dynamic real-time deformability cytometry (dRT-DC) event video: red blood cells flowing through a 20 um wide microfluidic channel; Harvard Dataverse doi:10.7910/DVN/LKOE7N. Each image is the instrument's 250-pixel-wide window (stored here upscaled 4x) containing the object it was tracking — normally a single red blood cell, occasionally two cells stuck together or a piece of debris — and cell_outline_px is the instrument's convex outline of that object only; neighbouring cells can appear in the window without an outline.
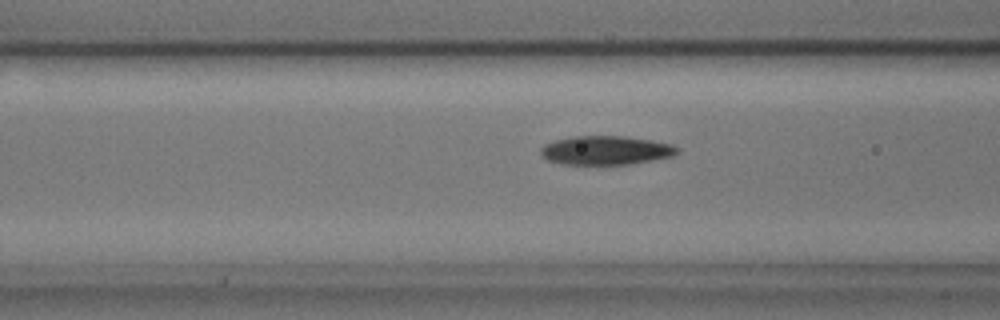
{"species": "common noctule bat (a hibernating species)", "species_latin": "Nyctalus noctula", "temperature_condition": "cold", "stored_images_in_passage": 17, "camera_frame_rate_fps": 3000, "um_per_image_px": 0.085, "animal": {"sex": "male", "body_mass_g": 17.9, "forearm_length_mm": 54.2}, "frame": {"image": 1, "passage_image": 15, "time_ms": 4.667, "image_size_px": [1000, 320], "cell_outline_px": [[680, 152], [672, 156], [652, 160], [628, 164], [560, 164], [548, 160], [540, 156], [540, 148], [544, 144], [556, 140], [576, 136], [620, 136], [652, 140], [672, 144], [680, 148]], "centroid_in_image_um": [51.49, 12.78], "position_along_channel_um": 115.1, "area_um2": 23.0}}